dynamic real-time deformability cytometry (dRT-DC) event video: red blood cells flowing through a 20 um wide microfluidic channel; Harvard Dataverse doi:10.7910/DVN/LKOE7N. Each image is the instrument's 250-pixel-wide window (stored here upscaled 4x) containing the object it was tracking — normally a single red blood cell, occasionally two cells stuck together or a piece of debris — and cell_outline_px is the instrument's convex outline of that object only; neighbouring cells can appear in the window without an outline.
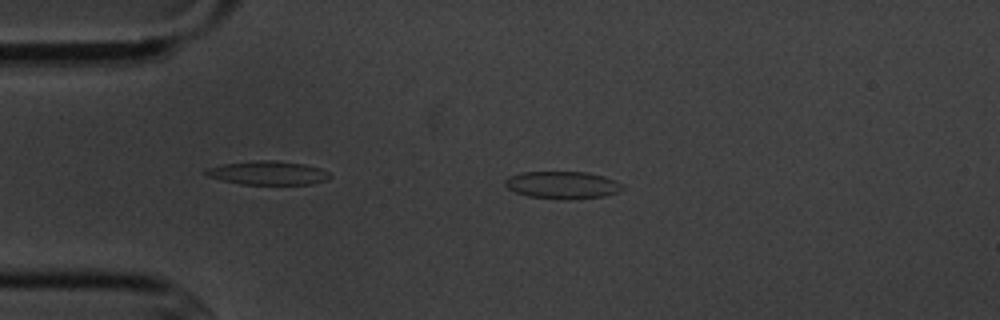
{"species": "common noctule bat (a hibernating species)", "species_latin": "Nyctalus noctula", "temperature_condition": "cold", "stored_images_in_passage": 4, "camera_frame_rate_fps": 3000, "um_per_image_px": 0.085, "animal": {"sex": "male", "body_mass_g": 20.1, "forearm_length_mm": 53.5}, "frame": {"image": 1, "passage_image": 3, "time_ms": 2.333, "image_size_px": [1000, 320], "cell_outline_px": [[624, 188], [616, 192], [604, 196], [576, 200], [564, 200], [528, 196], [516, 192], [508, 188], [504, 184], [504, 180], [508, 176], [524, 172], [588, 172], [604, 176], [616, 180], [624, 184]], "centroid_in_image_um": [47.83, 15.73], "position_along_channel_um": 37.2, "area_um2": 19.02}}